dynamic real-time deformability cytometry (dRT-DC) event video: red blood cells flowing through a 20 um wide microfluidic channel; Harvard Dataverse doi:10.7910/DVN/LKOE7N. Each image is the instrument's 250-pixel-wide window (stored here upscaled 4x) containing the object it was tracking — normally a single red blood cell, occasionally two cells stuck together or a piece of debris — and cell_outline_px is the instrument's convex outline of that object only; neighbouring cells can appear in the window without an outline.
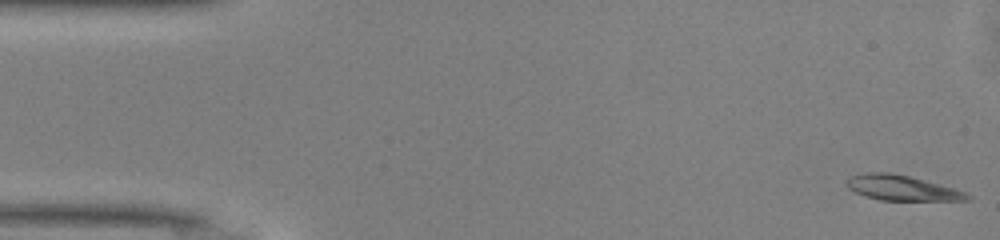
{"species": "common noctule bat (a hibernating species)", "species_latin": "Nyctalus noctula", "temperature_condition": "warm", "stored_images_in_passage": 48, "camera_frame_rate_fps": 3000, "um_per_image_px": 0.085, "animal": {"sex": "male", "body_mass_g": 13.0, "forearm_length_mm": 53.1}, "frame": {"image": 1, "passage_image": 1, "time_ms": 0.0, "image_size_px": [1000, 240], "cell_outline_px": [[972, 200], [880, 200], [864, 196], [848, 188], [848, 180], [852, 176], [864, 172], [888, 172], [908, 176], [924, 180], [952, 188], [964, 192], [972, 196]], "centroid_in_image_um": [76.65, 15.98], "position_along_channel_um": 8.4, "area_um2": 17.34}}
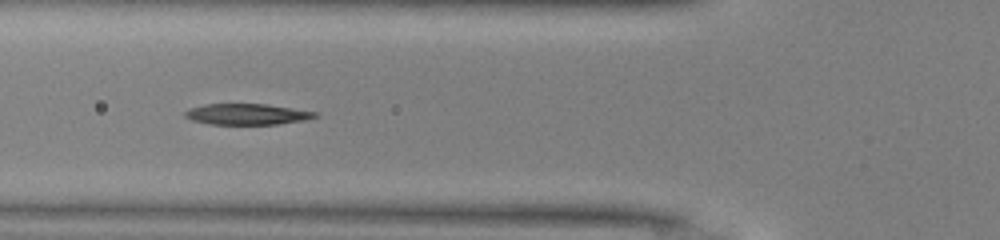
{"frame": {"image": 2, "passage_image": 17, "time_ms": 5.333, "image_size_px": [1000, 240], "cell_outline_px": [[320, 116], [304, 120], [276, 124], [212, 124], [192, 120], [184, 116], [184, 112], [192, 108], [204, 104], [268, 104], [320, 112]], "centroid_in_image_um": [21.07, 9.7], "position_along_channel_um": 104.7, "area_um2": 15.9}}
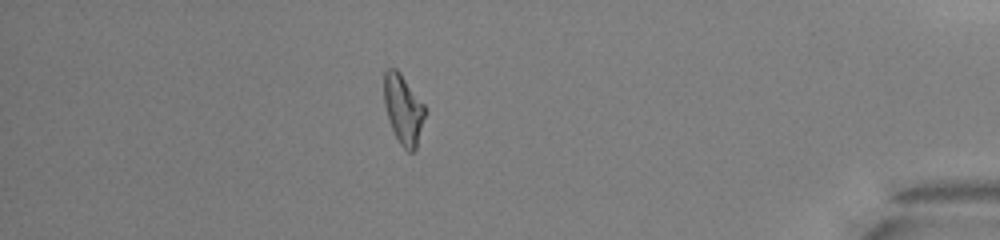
{"frame": {"image": 3, "passage_image": 42, "time_ms": 13.667, "image_size_px": [1000, 240], "cell_outline_px": [[428, 112], [416, 148], [412, 152], [408, 152], [400, 144], [392, 128], [384, 104], [384, 72], [388, 68], [396, 68], [400, 72], [424, 104]], "centroid_in_image_um": [34.31, 9.29], "position_along_channel_um": 400.9, "area_um2": 16.76}, "authors_computed_cell_mechanics": {"area_um2": 16.9932, "velocity_mm_per_s": 4.1549, "shape_relaxation_time_tau1_ms": 4.3581, "shape_relaxation_time_tau2_ms": 4.4719, "deformation_change_tau1": 0.1719, "deformation_change_tau2": 0.1222}}